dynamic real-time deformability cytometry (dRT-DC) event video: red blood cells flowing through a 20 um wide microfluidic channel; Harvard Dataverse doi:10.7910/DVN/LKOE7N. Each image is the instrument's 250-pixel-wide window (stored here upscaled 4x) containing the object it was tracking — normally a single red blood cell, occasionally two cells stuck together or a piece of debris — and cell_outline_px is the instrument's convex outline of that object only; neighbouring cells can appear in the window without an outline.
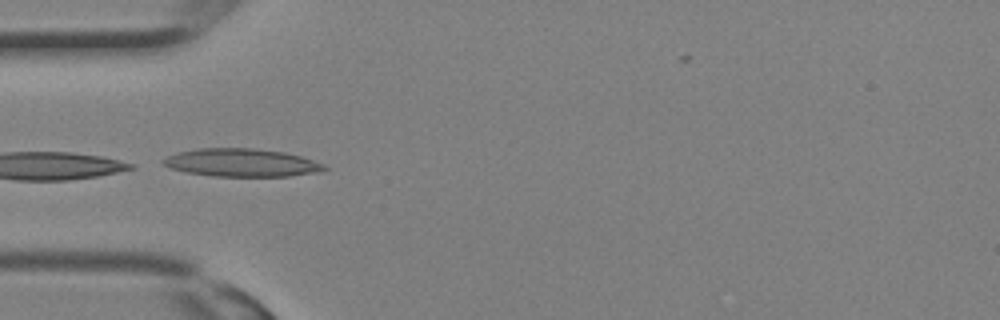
{"species": "Egyptian fruit bat (a non-hibernating species)", "species_latin": "Rousettus aegyptiacus", "temperature_condition": "room temperature", "stored_images_in_passage": 30, "camera_frame_rate_fps": 3000, "um_per_image_px": 0.085, "animal": {"sex": "female"}, "frame": {"image": 1, "passage_image": 9, "time_ms": 2.667, "image_size_px": [1000, 320], "cell_outline_px": [[328, 168], [320, 172], [288, 176], [212, 176], [184, 172], [168, 168], [160, 164], [160, 160], [176, 152], [196, 148], [252, 148], [284, 152], [300, 156], [324, 164]], "centroid_in_image_um": [20.46, 13.83], "position_along_channel_um": 64.5, "area_um2": 26.53}}